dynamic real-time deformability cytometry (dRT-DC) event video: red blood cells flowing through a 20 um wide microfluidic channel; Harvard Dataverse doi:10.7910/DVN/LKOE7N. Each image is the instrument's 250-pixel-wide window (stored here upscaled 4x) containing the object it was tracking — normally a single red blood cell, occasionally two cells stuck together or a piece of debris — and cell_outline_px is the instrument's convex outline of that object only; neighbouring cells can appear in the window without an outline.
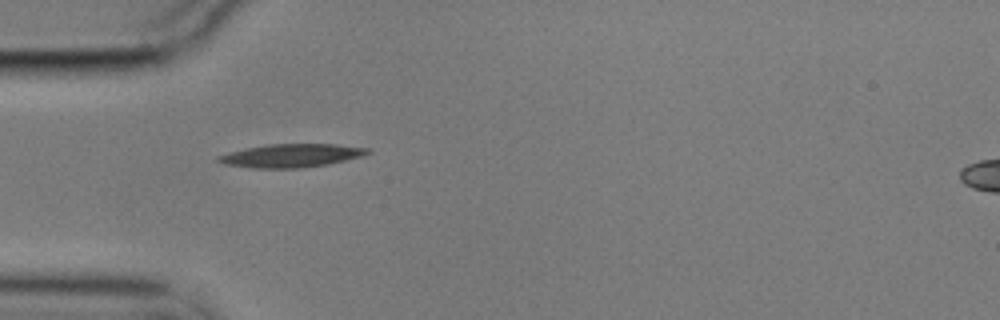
{"species": "common noctule bat (a hibernating species)", "species_latin": "Nyctalus noctula", "temperature_condition": "cold", "stored_images_in_passage": 41, "camera_frame_rate_fps": 3000, "um_per_image_px": 0.085, "animal": {"sex": "male", "body_mass_g": 17.9}, "frame": {"image": 1, "passage_image": 1, "time_ms": 0.0, "image_size_px": [1000, 320], "cell_outline_px": [[372, 152], [364, 156], [328, 164], [304, 168], [248, 168], [224, 164], [216, 160], [216, 156], [228, 152], [268, 144], [336, 144], [368, 148]], "centroid_in_image_um": [24.76, 13.23], "position_along_channel_um": 60.2, "area_um2": 20.46}}
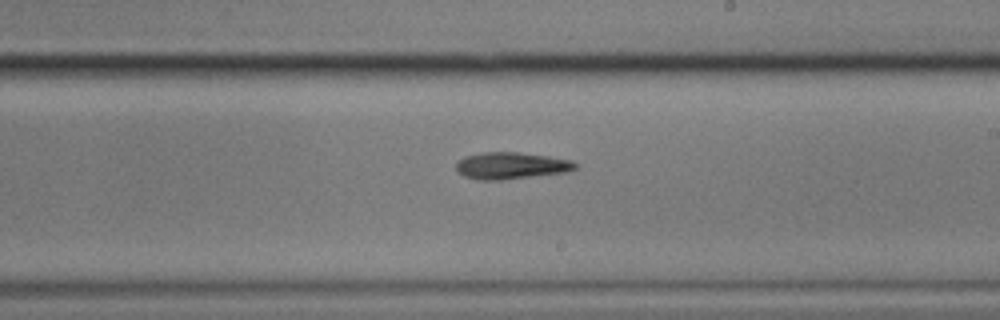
{"frame": {"image": 2, "passage_image": 17, "time_ms": 5.333, "image_size_px": [1000, 320], "cell_outline_px": [[576, 168], [564, 172], [500, 180], [476, 180], [464, 176], [456, 172], [456, 164], [464, 156], [484, 152], [520, 152], [548, 156], [572, 160], [576, 164]], "centroid_in_image_um": [43.39, 14.08], "position_along_channel_um": 245.6, "area_um2": 18.55}}
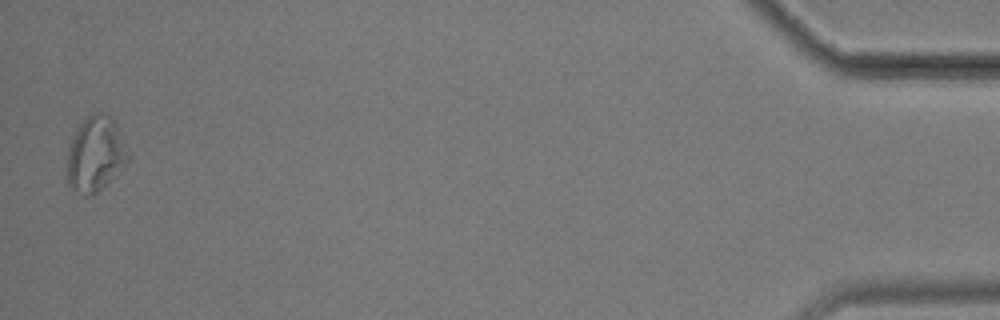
{"frame": {"image": 3, "passage_image": 40, "time_ms": 13.0, "image_size_px": [1000, 320], "cell_outline_px": [[128, 160], [92, 196], [84, 196], [72, 192], [68, 184], [68, 152], [76, 128], [88, 116], [96, 112], [108, 116], [116, 124], [120, 132], [128, 152]], "centroid_in_image_um": [8.07, 13.12], "position_along_channel_um": 427.1, "area_um2": 25.89}, "authors_computed_cell_mechanics": {"area_um2": 18.8428, "velocity_mm_per_s": 3.5115, "shape_relaxation_time_tau1_ms": 5.9853, "shape_relaxation_time_tau2_ms": null, "deformation_change_tau1": 0.1887, "deformation_change_tau2": null}}